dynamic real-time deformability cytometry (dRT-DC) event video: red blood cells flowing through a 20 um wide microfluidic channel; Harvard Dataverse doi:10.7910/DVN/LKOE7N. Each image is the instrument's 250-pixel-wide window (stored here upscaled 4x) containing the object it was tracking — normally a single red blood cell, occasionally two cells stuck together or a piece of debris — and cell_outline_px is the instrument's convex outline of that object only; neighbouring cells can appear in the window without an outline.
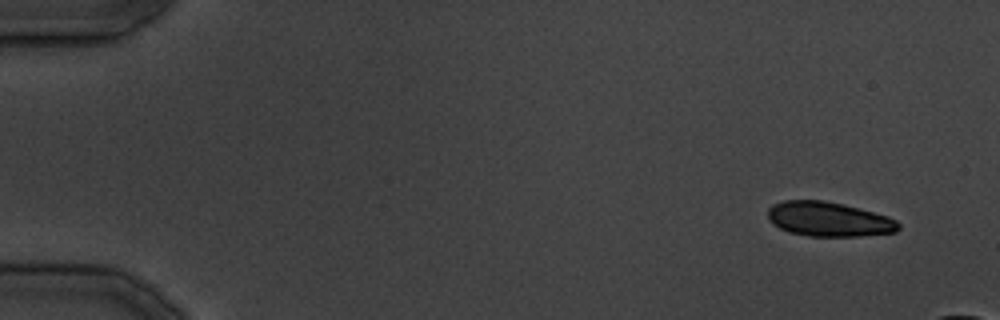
{"species": "common noctule bat (a hibernating species)", "species_latin": "Nyctalus noctula", "temperature_condition": "cold", "stored_images_in_passage": 8, "camera_frame_rate_fps": 3000, "um_per_image_px": 0.085, "animal": {"sex": "male", "body_mass_g": 19.5, "forearm_length_mm": 54.6}, "frame": {"image": 1, "passage_image": 1, "time_ms": 0.0, "image_size_px": [1000, 320], "cell_outline_px": [[900, 228], [896, 232], [860, 236], [808, 236], [788, 232], [780, 228], [768, 216], [768, 208], [772, 204], [784, 200], [824, 200], [844, 204], [888, 216], [896, 220], [900, 224]], "centroid_in_image_um": [70.47, 18.63], "position_along_channel_um": 14.5, "area_um2": 26.3}}